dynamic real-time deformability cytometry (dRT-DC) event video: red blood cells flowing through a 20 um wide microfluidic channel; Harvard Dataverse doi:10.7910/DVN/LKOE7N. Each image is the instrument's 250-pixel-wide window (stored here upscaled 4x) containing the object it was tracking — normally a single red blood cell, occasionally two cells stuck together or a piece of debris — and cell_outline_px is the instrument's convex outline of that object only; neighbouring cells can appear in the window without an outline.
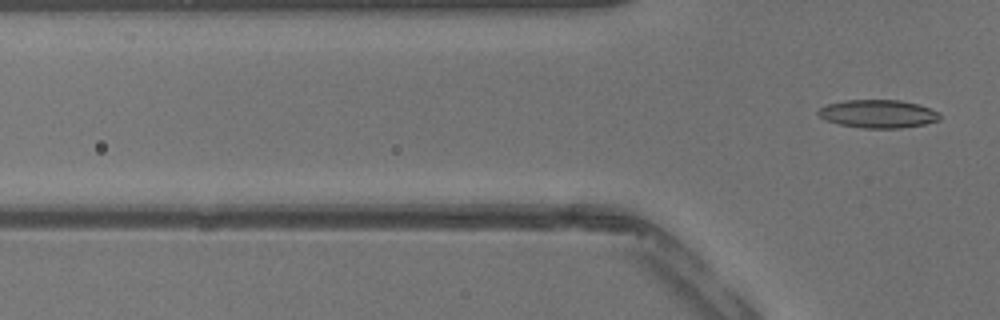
{"species": "common noctule bat (a hibernating species)", "species_latin": "Nyctalus noctula", "temperature_condition": "warm", "stored_images_in_passage": 2, "camera_frame_rate_fps": 3000, "um_per_image_px": 0.085, "animal": {"sex": "male", "body_mass_g": 13.3}, "frame": {"image": 1, "passage_image": 2, "time_ms": 0.333, "image_size_px": [1000, 320], "cell_outline_px": [[940, 120], [924, 124], [904, 128], [860, 128], [840, 124], [824, 120], [816, 112], [820, 108], [828, 104], [844, 100], [900, 100], [916, 104], [940, 112]], "centroid_in_image_um": [74.63, 9.68], "position_along_channel_um": 51.2, "area_um2": 19.94}}